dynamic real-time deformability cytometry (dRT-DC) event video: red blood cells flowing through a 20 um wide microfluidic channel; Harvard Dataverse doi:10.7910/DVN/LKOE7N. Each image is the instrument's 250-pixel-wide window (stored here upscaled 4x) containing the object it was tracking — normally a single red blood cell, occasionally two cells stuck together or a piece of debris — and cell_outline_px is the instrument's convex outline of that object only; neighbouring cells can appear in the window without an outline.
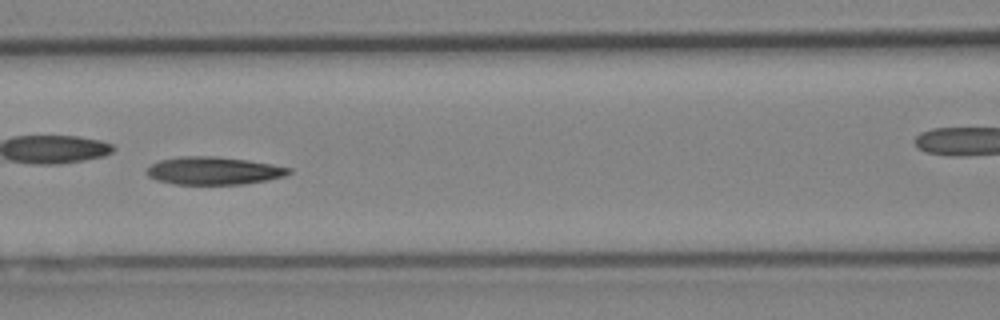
{"species": "Egyptian fruit bat (a non-hibernating species)", "species_latin": "Rousettus aegyptiacus", "temperature_condition": "cold", "stored_images_in_passage": 41, "camera_frame_rate_fps": 3000, "um_per_image_px": 0.085, "animal": {"sex": "female"}, "frame": {"image": 1, "passage_image": 18, "time_ms": 5.667, "image_size_px": [1000, 320], "cell_outline_px": [[292, 172], [284, 176], [268, 180], [244, 184], [172, 184], [156, 180], [148, 176], [144, 172], [152, 164], [160, 160], [180, 156], [216, 156], [248, 160], [272, 164], [292, 168]], "centroid_in_image_um": [18.16, 14.51], "position_along_channel_um": 148.4, "area_um2": 23.18}}
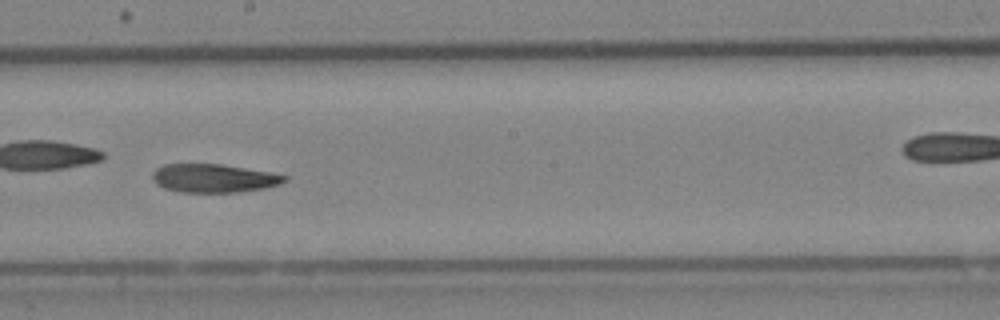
{"frame": {"image": 2, "passage_image": 24, "time_ms": 7.667, "image_size_px": [1000, 320], "cell_outline_px": [[288, 180], [280, 184], [264, 188], [236, 192], [184, 192], [164, 188], [156, 184], [152, 180], [152, 172], [156, 168], [164, 164], [220, 164], [272, 172], [288, 176]], "centroid_in_image_um": [18.17, 15.14], "position_along_channel_um": 230.0, "area_um2": 21.96}}
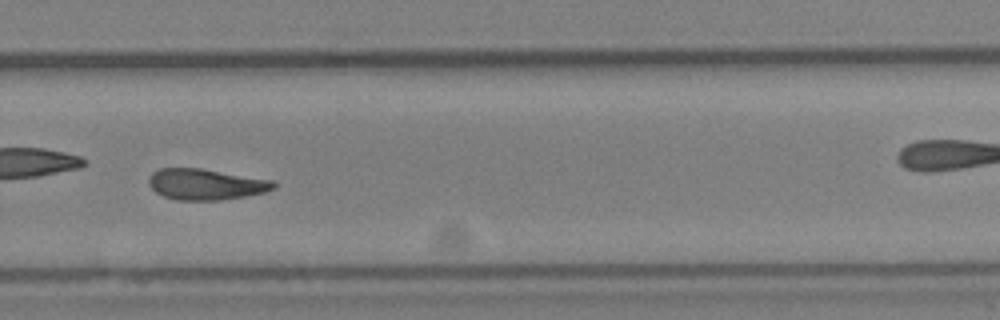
{"frame": {"image": 3, "passage_image": 30, "time_ms": 9.667, "image_size_px": [1000, 320], "cell_outline_px": [[276, 188], [264, 192], [244, 196], [220, 200], [176, 200], [164, 196], [156, 192], [148, 184], [148, 176], [152, 172], [160, 168], [200, 168], [272, 180], [276, 184]], "centroid_in_image_um": [17.46, 15.66], "position_along_channel_um": 312.3, "area_um2": 22.48}, "authors_computed_cell_mechanics": {"area_um2": 23.12, "velocity_mm_per_s": 4.11, "shape_relaxation_time_tau1_ms": null, "shape_relaxation_time_tau2_ms": 5.4886, "deformation_change_tau1": null, "deformation_change_tau2": 0.136}}